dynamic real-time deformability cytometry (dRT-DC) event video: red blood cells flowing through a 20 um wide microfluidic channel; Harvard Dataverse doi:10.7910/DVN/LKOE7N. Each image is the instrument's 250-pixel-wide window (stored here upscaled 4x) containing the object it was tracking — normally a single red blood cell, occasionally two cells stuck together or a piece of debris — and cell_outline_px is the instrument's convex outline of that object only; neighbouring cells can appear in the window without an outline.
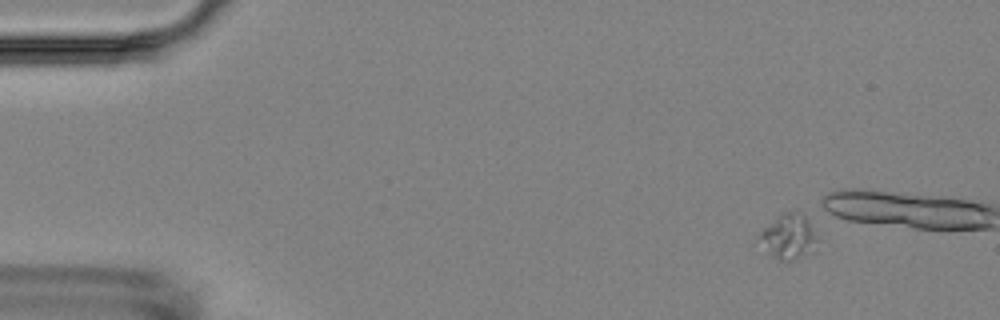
{"species": "Egyptian fruit bat (a non-hibernating species)", "species_latin": "Rousettus aegyptiacus", "temperature_condition": "room temperature", "stored_images_in_passage": 4, "camera_frame_rate_fps": 3000, "um_per_image_px": 0.085, "animal": {"sex": "female"}, "frame": {"image": 1, "passage_image": 1, "time_ms": 0.0, "image_size_px": [1000, 320], "cell_outline_px": [[820, 252], [792, 260], [780, 260], [752, 244], [756, 236], [776, 216], [784, 212], [792, 212], [804, 216], [808, 220], [820, 236]], "centroid_in_image_um": [67.05, 20.18], "position_along_channel_um": 18.0, "area_um2": 16.47}}